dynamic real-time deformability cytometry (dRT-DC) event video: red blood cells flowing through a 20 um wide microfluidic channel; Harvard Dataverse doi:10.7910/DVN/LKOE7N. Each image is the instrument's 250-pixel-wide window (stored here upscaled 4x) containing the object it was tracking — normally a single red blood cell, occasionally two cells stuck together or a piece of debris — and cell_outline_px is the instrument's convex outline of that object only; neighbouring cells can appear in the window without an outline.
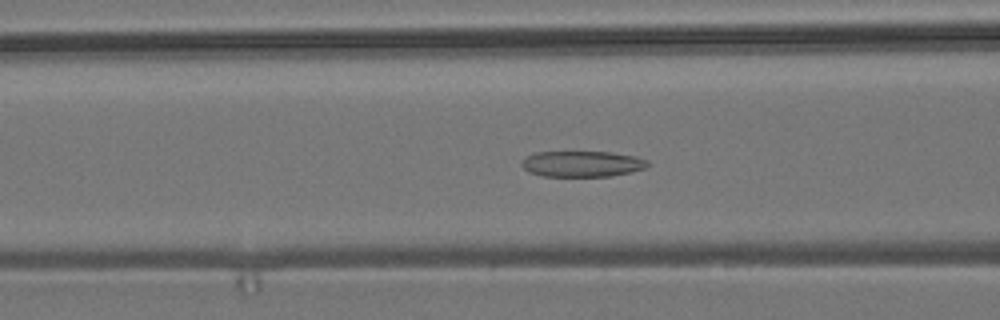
{"species": "common noctule bat (a hibernating species)", "species_latin": "Nyctalus noctula", "temperature_condition": "room temperature", "stored_images_in_passage": 56, "camera_frame_rate_fps": 3000, "um_per_image_px": 0.085, "animal": {"sex": "male", "body_mass_g": 19.2, "forearm_length_mm": 51.8}, "frame": {"image": 1, "passage_image": 22, "time_ms": 7.0, "image_size_px": [1000, 320], "cell_outline_px": [[648, 164], [644, 168], [632, 172], [612, 176], [544, 176], [528, 172], [520, 164], [528, 156], [536, 152], [612, 152], [636, 156], [648, 160]], "centroid_in_image_um": [49.5, 13.93], "position_along_channel_um": 117.1, "area_um2": 18.96}}
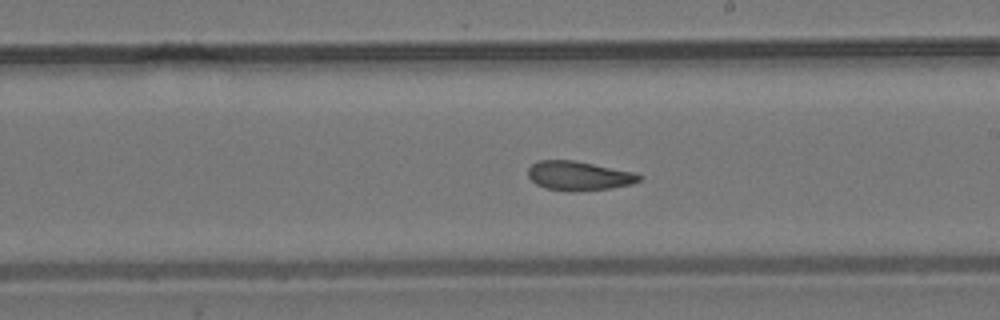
{"frame": {"image": 2, "passage_image": 32, "time_ms": 10.333, "image_size_px": [1000, 320], "cell_outline_px": [[644, 176], [640, 180], [632, 184], [612, 188], [568, 192], [544, 188], [536, 184], [528, 176], [528, 168], [532, 164], [540, 160], [576, 160], [636, 172]], "centroid_in_image_um": [49.23, 14.94], "position_along_channel_um": 239.8, "area_um2": 19.25}}
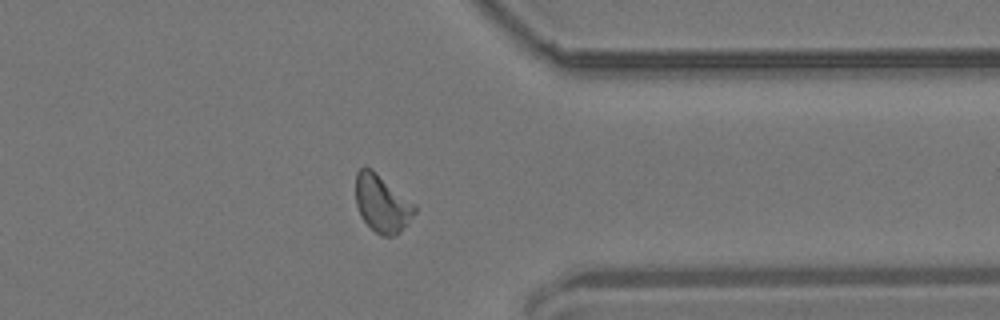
{"frame": {"image": 3, "passage_image": 44, "time_ms": 14.333, "image_size_px": [1000, 320], "cell_outline_px": [[416, 212], [408, 224], [400, 232], [392, 236], [380, 236], [360, 216], [356, 204], [356, 172], [364, 164], [372, 168], [416, 204]], "centroid_in_image_um": [32.48, 17.27], "position_along_channel_um": 378.9, "area_um2": 20.06}, "authors_computed_cell_mechanics": {"area_um2": 19.6809, "velocity_mm_per_s": 3.6788, "shape_relaxation_time_tau1_ms": null, "shape_relaxation_time_tau2_ms": 3.7293, "deformation_change_tau1": null, "deformation_change_tau2": 0.0967}}